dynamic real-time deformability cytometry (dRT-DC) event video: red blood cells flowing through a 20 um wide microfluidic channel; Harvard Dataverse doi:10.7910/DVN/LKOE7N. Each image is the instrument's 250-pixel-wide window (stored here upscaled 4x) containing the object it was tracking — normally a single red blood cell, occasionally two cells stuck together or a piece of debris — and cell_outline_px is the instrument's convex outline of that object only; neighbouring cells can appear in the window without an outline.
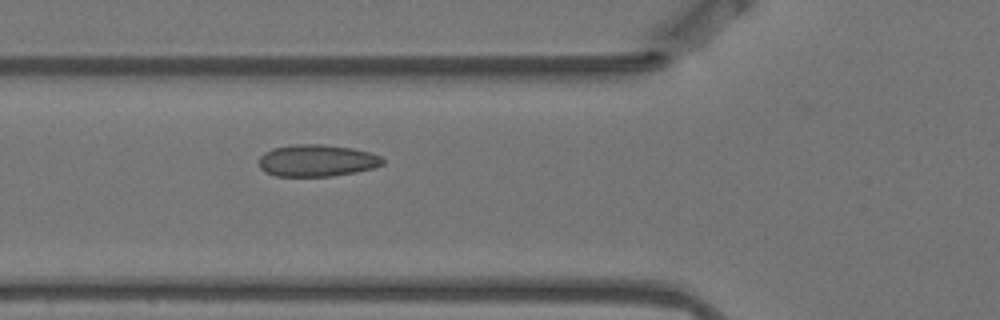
{"species": "Egyptian fruit bat (a non-hibernating species)", "species_latin": "Rousettus aegyptiacus", "temperature_condition": "warm", "stored_images_in_passage": 6, "camera_frame_rate_fps": 3000, "um_per_image_px": 0.085, "animal": {"sex": "female"}, "frame": {"image": 1, "passage_image": 6, "time_ms": 1.667, "image_size_px": [1000, 320], "cell_outline_px": [[384, 164], [372, 168], [356, 172], [332, 176], [276, 176], [264, 172], [260, 168], [260, 156], [264, 152], [272, 148], [296, 144], [320, 144], [352, 148], [368, 152], [380, 156], [384, 160]], "centroid_in_image_um": [26.92, 13.65], "position_along_channel_um": 98.9, "area_um2": 23.0}}